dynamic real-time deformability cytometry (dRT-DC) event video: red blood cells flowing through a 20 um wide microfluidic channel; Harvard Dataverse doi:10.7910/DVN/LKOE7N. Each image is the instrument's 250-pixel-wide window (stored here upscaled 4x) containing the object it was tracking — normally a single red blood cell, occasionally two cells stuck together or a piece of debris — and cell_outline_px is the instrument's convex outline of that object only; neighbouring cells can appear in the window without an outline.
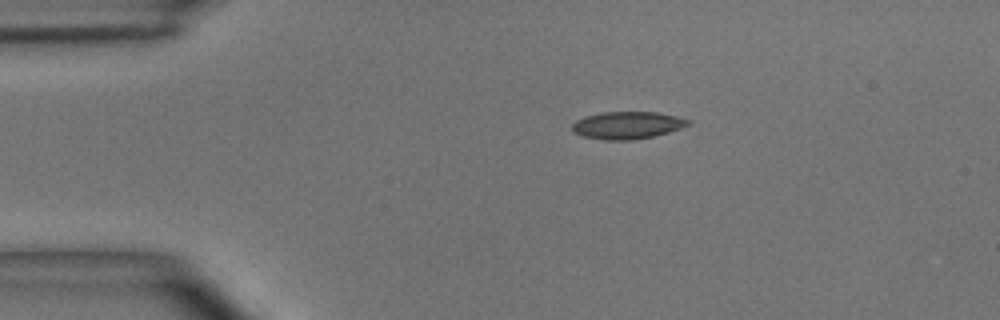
{"species": "common noctule bat (a hibernating species)", "species_latin": "Nyctalus noctula", "temperature_condition": "room temperature", "stored_images_in_passage": 3, "camera_frame_rate_fps": 3000, "um_per_image_px": 0.085, "animal": {"sex": "male", "body_mass_g": 15.6}, "frame": {"image": 1, "passage_image": 1, "time_ms": 0.0, "image_size_px": [1000, 320], "cell_outline_px": [[692, 124], [668, 132], [652, 136], [628, 140], [604, 140], [580, 136], [572, 132], [572, 124], [576, 120], [584, 116], [604, 112], [656, 112], [676, 116], [692, 120]], "centroid_in_image_um": [53.3, 10.64], "position_along_channel_um": 31.7, "area_um2": 18.55}}
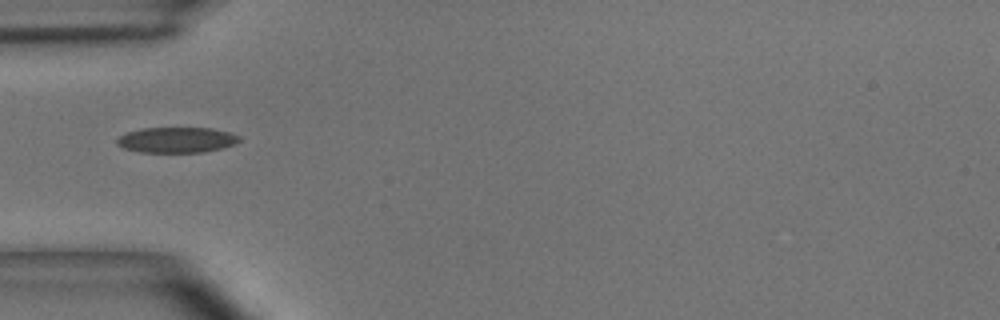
{"frame": {"image": 2, "passage_image": 3, "time_ms": 0.667, "image_size_px": [1000, 320], "cell_outline_px": [[240, 140], [236, 144], [224, 148], [204, 152], [140, 152], [124, 148], [116, 144], [116, 140], [120, 136], [128, 132], [144, 128], [212, 128], [228, 132], [240, 136]], "centroid_in_image_um": [15.05, 11.9], "position_along_channel_um": 70.0, "area_um2": 18.21}}